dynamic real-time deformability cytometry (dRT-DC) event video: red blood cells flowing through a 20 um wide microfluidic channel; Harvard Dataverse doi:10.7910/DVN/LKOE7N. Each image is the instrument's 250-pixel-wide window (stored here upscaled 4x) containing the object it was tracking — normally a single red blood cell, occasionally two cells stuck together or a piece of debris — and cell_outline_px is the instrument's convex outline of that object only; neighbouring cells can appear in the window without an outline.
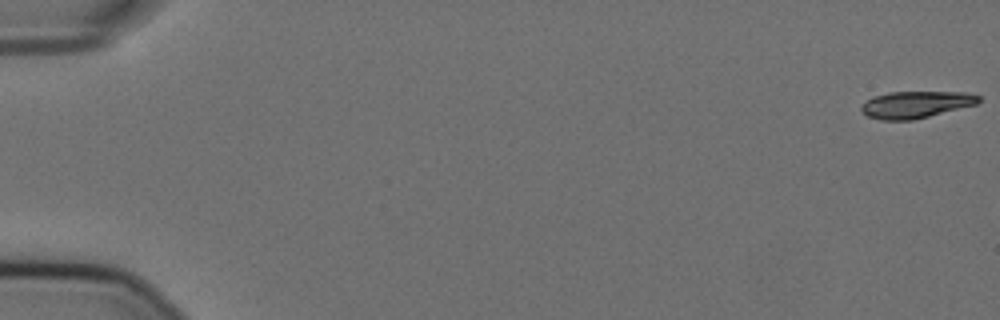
{"species": "Egyptian fruit bat (a non-hibernating species)", "species_latin": "Rousettus aegyptiacus", "temperature_condition": "cold", "stored_images_in_passage": 7, "camera_frame_rate_fps": 3000, "um_per_image_px": 0.085, "animal": {"sex": "female"}, "frame": {"image": 1, "passage_image": 1, "time_ms": 0.0, "image_size_px": [1000, 320], "cell_outline_px": [[980, 100], [976, 104], [912, 120], [880, 120], [868, 116], [860, 108], [872, 96], [888, 92], [968, 92], [980, 96]], "centroid_in_image_um": [77.84, 8.87], "position_along_channel_um": 7.2, "area_um2": 18.15}}